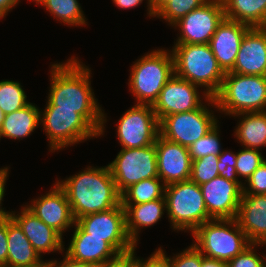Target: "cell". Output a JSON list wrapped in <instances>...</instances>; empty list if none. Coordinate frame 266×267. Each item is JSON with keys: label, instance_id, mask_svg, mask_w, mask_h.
<instances>
[{"label": "cell", "instance_id": "obj_1", "mask_svg": "<svg viewBox=\"0 0 266 267\" xmlns=\"http://www.w3.org/2000/svg\"><path fill=\"white\" fill-rule=\"evenodd\" d=\"M50 88L47 99L57 109L74 110L103 136L107 114L101 108L91 86V68L78 57L50 66Z\"/></svg>", "mask_w": 266, "mask_h": 267}, {"label": "cell", "instance_id": "obj_2", "mask_svg": "<svg viewBox=\"0 0 266 267\" xmlns=\"http://www.w3.org/2000/svg\"><path fill=\"white\" fill-rule=\"evenodd\" d=\"M56 182L67 195L75 221L87 214L108 211L121 203V194L108 165L87 166Z\"/></svg>", "mask_w": 266, "mask_h": 267}, {"label": "cell", "instance_id": "obj_3", "mask_svg": "<svg viewBox=\"0 0 266 267\" xmlns=\"http://www.w3.org/2000/svg\"><path fill=\"white\" fill-rule=\"evenodd\" d=\"M172 48L175 75L214 97L221 88L225 73L209 44L174 43Z\"/></svg>", "mask_w": 266, "mask_h": 267}, {"label": "cell", "instance_id": "obj_4", "mask_svg": "<svg viewBox=\"0 0 266 267\" xmlns=\"http://www.w3.org/2000/svg\"><path fill=\"white\" fill-rule=\"evenodd\" d=\"M130 68L128 88L136 104L153 105L164 85L175 75L171 49L150 50Z\"/></svg>", "mask_w": 266, "mask_h": 267}, {"label": "cell", "instance_id": "obj_5", "mask_svg": "<svg viewBox=\"0 0 266 267\" xmlns=\"http://www.w3.org/2000/svg\"><path fill=\"white\" fill-rule=\"evenodd\" d=\"M214 100L218 112L230 118L239 113L266 111V76L227 72Z\"/></svg>", "mask_w": 266, "mask_h": 267}, {"label": "cell", "instance_id": "obj_6", "mask_svg": "<svg viewBox=\"0 0 266 267\" xmlns=\"http://www.w3.org/2000/svg\"><path fill=\"white\" fill-rule=\"evenodd\" d=\"M191 235L192 244L205 257L224 263L251 245L236 219H212L201 224Z\"/></svg>", "mask_w": 266, "mask_h": 267}, {"label": "cell", "instance_id": "obj_7", "mask_svg": "<svg viewBox=\"0 0 266 267\" xmlns=\"http://www.w3.org/2000/svg\"><path fill=\"white\" fill-rule=\"evenodd\" d=\"M164 196L172 230L192 234L201 224L212 220L200 185L195 182L187 180L166 185Z\"/></svg>", "mask_w": 266, "mask_h": 267}, {"label": "cell", "instance_id": "obj_8", "mask_svg": "<svg viewBox=\"0 0 266 267\" xmlns=\"http://www.w3.org/2000/svg\"><path fill=\"white\" fill-rule=\"evenodd\" d=\"M40 125L47 135L51 153L99 137V133L74 110L57 109L48 99L40 109Z\"/></svg>", "mask_w": 266, "mask_h": 267}, {"label": "cell", "instance_id": "obj_9", "mask_svg": "<svg viewBox=\"0 0 266 267\" xmlns=\"http://www.w3.org/2000/svg\"><path fill=\"white\" fill-rule=\"evenodd\" d=\"M206 104L204 103L193 111L164 117L159 122L160 135L169 141L189 148L194 142L209 133L219 122L215 115V111L218 110L214 97H210ZM211 108H215V110L213 111Z\"/></svg>", "mask_w": 266, "mask_h": 267}, {"label": "cell", "instance_id": "obj_10", "mask_svg": "<svg viewBox=\"0 0 266 267\" xmlns=\"http://www.w3.org/2000/svg\"><path fill=\"white\" fill-rule=\"evenodd\" d=\"M108 167L120 194L132 184L158 177L155 143L142 148H121Z\"/></svg>", "mask_w": 266, "mask_h": 267}, {"label": "cell", "instance_id": "obj_11", "mask_svg": "<svg viewBox=\"0 0 266 267\" xmlns=\"http://www.w3.org/2000/svg\"><path fill=\"white\" fill-rule=\"evenodd\" d=\"M76 223L90 236L101 237L122 257L134 254L137 246L126 230V212L121 203L108 211L87 214Z\"/></svg>", "mask_w": 266, "mask_h": 267}, {"label": "cell", "instance_id": "obj_12", "mask_svg": "<svg viewBox=\"0 0 266 267\" xmlns=\"http://www.w3.org/2000/svg\"><path fill=\"white\" fill-rule=\"evenodd\" d=\"M116 132L122 148H142L154 144L160 134V126L152 105L135 103L118 120Z\"/></svg>", "mask_w": 266, "mask_h": 267}, {"label": "cell", "instance_id": "obj_13", "mask_svg": "<svg viewBox=\"0 0 266 267\" xmlns=\"http://www.w3.org/2000/svg\"><path fill=\"white\" fill-rule=\"evenodd\" d=\"M224 18L225 13L221 0H208L172 26L179 32L174 43L209 44Z\"/></svg>", "mask_w": 266, "mask_h": 267}, {"label": "cell", "instance_id": "obj_14", "mask_svg": "<svg viewBox=\"0 0 266 267\" xmlns=\"http://www.w3.org/2000/svg\"><path fill=\"white\" fill-rule=\"evenodd\" d=\"M198 89L200 90L199 86L174 75L152 105L159 122L168 115L193 111L207 103L211 96L206 92H199Z\"/></svg>", "mask_w": 266, "mask_h": 267}, {"label": "cell", "instance_id": "obj_15", "mask_svg": "<svg viewBox=\"0 0 266 267\" xmlns=\"http://www.w3.org/2000/svg\"><path fill=\"white\" fill-rule=\"evenodd\" d=\"M47 226L54 228L62 236L68 229H72L75 219L65 191L55 182L46 194L32 199L31 203H25Z\"/></svg>", "mask_w": 266, "mask_h": 267}, {"label": "cell", "instance_id": "obj_16", "mask_svg": "<svg viewBox=\"0 0 266 267\" xmlns=\"http://www.w3.org/2000/svg\"><path fill=\"white\" fill-rule=\"evenodd\" d=\"M204 203L211 219H235L243 189L220 175L200 185Z\"/></svg>", "mask_w": 266, "mask_h": 267}, {"label": "cell", "instance_id": "obj_17", "mask_svg": "<svg viewBox=\"0 0 266 267\" xmlns=\"http://www.w3.org/2000/svg\"><path fill=\"white\" fill-rule=\"evenodd\" d=\"M158 177L169 185L190 180L192 158L188 147L158 135L156 141Z\"/></svg>", "mask_w": 266, "mask_h": 267}, {"label": "cell", "instance_id": "obj_18", "mask_svg": "<svg viewBox=\"0 0 266 267\" xmlns=\"http://www.w3.org/2000/svg\"><path fill=\"white\" fill-rule=\"evenodd\" d=\"M65 254L70 258L100 266L119 261L122 256L103 238L90 236L76 222Z\"/></svg>", "mask_w": 266, "mask_h": 267}, {"label": "cell", "instance_id": "obj_19", "mask_svg": "<svg viewBox=\"0 0 266 267\" xmlns=\"http://www.w3.org/2000/svg\"><path fill=\"white\" fill-rule=\"evenodd\" d=\"M11 217L22 228L23 233L41 258L46 253H64V237L54 228L47 226L24 204L20 212L11 211Z\"/></svg>", "mask_w": 266, "mask_h": 267}, {"label": "cell", "instance_id": "obj_20", "mask_svg": "<svg viewBox=\"0 0 266 267\" xmlns=\"http://www.w3.org/2000/svg\"><path fill=\"white\" fill-rule=\"evenodd\" d=\"M230 73L266 76V27H250Z\"/></svg>", "mask_w": 266, "mask_h": 267}, {"label": "cell", "instance_id": "obj_21", "mask_svg": "<svg viewBox=\"0 0 266 267\" xmlns=\"http://www.w3.org/2000/svg\"><path fill=\"white\" fill-rule=\"evenodd\" d=\"M249 25L224 18L209 41V46L224 73L230 72Z\"/></svg>", "mask_w": 266, "mask_h": 267}, {"label": "cell", "instance_id": "obj_22", "mask_svg": "<svg viewBox=\"0 0 266 267\" xmlns=\"http://www.w3.org/2000/svg\"><path fill=\"white\" fill-rule=\"evenodd\" d=\"M235 219L251 244H261L266 238V194H242Z\"/></svg>", "mask_w": 266, "mask_h": 267}, {"label": "cell", "instance_id": "obj_23", "mask_svg": "<svg viewBox=\"0 0 266 267\" xmlns=\"http://www.w3.org/2000/svg\"><path fill=\"white\" fill-rule=\"evenodd\" d=\"M126 212V230L128 236L137 246L140 241V232L157 224L161 220L166 208L165 196L160 199L141 204H121Z\"/></svg>", "mask_w": 266, "mask_h": 267}, {"label": "cell", "instance_id": "obj_24", "mask_svg": "<svg viewBox=\"0 0 266 267\" xmlns=\"http://www.w3.org/2000/svg\"><path fill=\"white\" fill-rule=\"evenodd\" d=\"M7 244L6 267H39L45 262L11 216L7 218Z\"/></svg>", "mask_w": 266, "mask_h": 267}, {"label": "cell", "instance_id": "obj_25", "mask_svg": "<svg viewBox=\"0 0 266 267\" xmlns=\"http://www.w3.org/2000/svg\"><path fill=\"white\" fill-rule=\"evenodd\" d=\"M232 117L240 119L234 129L237 143L262 152V148L266 147V111L239 113Z\"/></svg>", "mask_w": 266, "mask_h": 267}, {"label": "cell", "instance_id": "obj_26", "mask_svg": "<svg viewBox=\"0 0 266 267\" xmlns=\"http://www.w3.org/2000/svg\"><path fill=\"white\" fill-rule=\"evenodd\" d=\"M40 109L35 103H29L24 108L8 113L0 127L1 138L22 140L29 137L40 125Z\"/></svg>", "mask_w": 266, "mask_h": 267}, {"label": "cell", "instance_id": "obj_27", "mask_svg": "<svg viewBox=\"0 0 266 267\" xmlns=\"http://www.w3.org/2000/svg\"><path fill=\"white\" fill-rule=\"evenodd\" d=\"M225 18L249 25L266 27V0H221Z\"/></svg>", "mask_w": 266, "mask_h": 267}, {"label": "cell", "instance_id": "obj_28", "mask_svg": "<svg viewBox=\"0 0 266 267\" xmlns=\"http://www.w3.org/2000/svg\"><path fill=\"white\" fill-rule=\"evenodd\" d=\"M36 5L53 16L55 20L70 27L86 26L87 19L78 0H33Z\"/></svg>", "mask_w": 266, "mask_h": 267}, {"label": "cell", "instance_id": "obj_29", "mask_svg": "<svg viewBox=\"0 0 266 267\" xmlns=\"http://www.w3.org/2000/svg\"><path fill=\"white\" fill-rule=\"evenodd\" d=\"M165 186L159 177L144 179L121 193V204H141L163 198Z\"/></svg>", "mask_w": 266, "mask_h": 267}, {"label": "cell", "instance_id": "obj_30", "mask_svg": "<svg viewBox=\"0 0 266 267\" xmlns=\"http://www.w3.org/2000/svg\"><path fill=\"white\" fill-rule=\"evenodd\" d=\"M22 87L18 81H0V109L5 115L20 110L30 103Z\"/></svg>", "mask_w": 266, "mask_h": 267}, {"label": "cell", "instance_id": "obj_31", "mask_svg": "<svg viewBox=\"0 0 266 267\" xmlns=\"http://www.w3.org/2000/svg\"><path fill=\"white\" fill-rule=\"evenodd\" d=\"M208 0H169L156 14L171 27L189 12L202 6Z\"/></svg>", "mask_w": 266, "mask_h": 267}, {"label": "cell", "instance_id": "obj_32", "mask_svg": "<svg viewBox=\"0 0 266 267\" xmlns=\"http://www.w3.org/2000/svg\"><path fill=\"white\" fill-rule=\"evenodd\" d=\"M236 152V173L241 182L245 183L252 173L266 160L260 150L241 147ZM241 178V179H240ZM244 179V180H242Z\"/></svg>", "mask_w": 266, "mask_h": 267}, {"label": "cell", "instance_id": "obj_33", "mask_svg": "<svg viewBox=\"0 0 266 267\" xmlns=\"http://www.w3.org/2000/svg\"><path fill=\"white\" fill-rule=\"evenodd\" d=\"M220 124L218 123L209 133L194 142L188 149L192 160L206 155H219L223 148L220 140Z\"/></svg>", "mask_w": 266, "mask_h": 267}, {"label": "cell", "instance_id": "obj_34", "mask_svg": "<svg viewBox=\"0 0 266 267\" xmlns=\"http://www.w3.org/2000/svg\"><path fill=\"white\" fill-rule=\"evenodd\" d=\"M218 161V155L214 154L192 160L190 180L201 185L219 176Z\"/></svg>", "mask_w": 266, "mask_h": 267}, {"label": "cell", "instance_id": "obj_35", "mask_svg": "<svg viewBox=\"0 0 266 267\" xmlns=\"http://www.w3.org/2000/svg\"><path fill=\"white\" fill-rule=\"evenodd\" d=\"M160 246L155 249L171 267H202V260L205 257L193 244L188 246L183 251L167 256L166 251Z\"/></svg>", "mask_w": 266, "mask_h": 267}, {"label": "cell", "instance_id": "obj_36", "mask_svg": "<svg viewBox=\"0 0 266 267\" xmlns=\"http://www.w3.org/2000/svg\"><path fill=\"white\" fill-rule=\"evenodd\" d=\"M260 244L249 245L227 263V267H266V255L257 253Z\"/></svg>", "mask_w": 266, "mask_h": 267}, {"label": "cell", "instance_id": "obj_37", "mask_svg": "<svg viewBox=\"0 0 266 267\" xmlns=\"http://www.w3.org/2000/svg\"><path fill=\"white\" fill-rule=\"evenodd\" d=\"M218 160L219 161L217 164V168L219 171V175L227 180L236 182L243 189L244 183L239 180L235 168L236 153L230 151V149H223L222 152L218 155Z\"/></svg>", "mask_w": 266, "mask_h": 267}, {"label": "cell", "instance_id": "obj_38", "mask_svg": "<svg viewBox=\"0 0 266 267\" xmlns=\"http://www.w3.org/2000/svg\"><path fill=\"white\" fill-rule=\"evenodd\" d=\"M242 194H266V160L244 183Z\"/></svg>", "mask_w": 266, "mask_h": 267}, {"label": "cell", "instance_id": "obj_39", "mask_svg": "<svg viewBox=\"0 0 266 267\" xmlns=\"http://www.w3.org/2000/svg\"><path fill=\"white\" fill-rule=\"evenodd\" d=\"M7 248V218H5L0 220V267H6Z\"/></svg>", "mask_w": 266, "mask_h": 267}, {"label": "cell", "instance_id": "obj_40", "mask_svg": "<svg viewBox=\"0 0 266 267\" xmlns=\"http://www.w3.org/2000/svg\"><path fill=\"white\" fill-rule=\"evenodd\" d=\"M10 167L6 166L3 168H0V220H3L5 218H8L11 216V211L4 210L5 208L2 207V201L4 199V196L6 195V181L8 180L7 177H9V170Z\"/></svg>", "mask_w": 266, "mask_h": 267}, {"label": "cell", "instance_id": "obj_41", "mask_svg": "<svg viewBox=\"0 0 266 267\" xmlns=\"http://www.w3.org/2000/svg\"><path fill=\"white\" fill-rule=\"evenodd\" d=\"M63 261H59L56 259H51V260H45L47 261L51 267H98L95 264L92 263H87V262H81V261H76L72 258H70L68 255L64 254Z\"/></svg>", "mask_w": 266, "mask_h": 267}, {"label": "cell", "instance_id": "obj_42", "mask_svg": "<svg viewBox=\"0 0 266 267\" xmlns=\"http://www.w3.org/2000/svg\"><path fill=\"white\" fill-rule=\"evenodd\" d=\"M116 7L119 9H132L134 7H138V5H141L144 0H112ZM147 3V16L155 18V15L152 12L151 5L149 0H146Z\"/></svg>", "mask_w": 266, "mask_h": 267}, {"label": "cell", "instance_id": "obj_43", "mask_svg": "<svg viewBox=\"0 0 266 267\" xmlns=\"http://www.w3.org/2000/svg\"><path fill=\"white\" fill-rule=\"evenodd\" d=\"M136 252L125 256V267H152V254L147 259L136 256Z\"/></svg>", "mask_w": 266, "mask_h": 267}, {"label": "cell", "instance_id": "obj_44", "mask_svg": "<svg viewBox=\"0 0 266 267\" xmlns=\"http://www.w3.org/2000/svg\"><path fill=\"white\" fill-rule=\"evenodd\" d=\"M20 2V0H0V20L5 18Z\"/></svg>", "mask_w": 266, "mask_h": 267}, {"label": "cell", "instance_id": "obj_45", "mask_svg": "<svg viewBox=\"0 0 266 267\" xmlns=\"http://www.w3.org/2000/svg\"><path fill=\"white\" fill-rule=\"evenodd\" d=\"M152 267H171V265L155 250L152 252Z\"/></svg>", "mask_w": 266, "mask_h": 267}, {"label": "cell", "instance_id": "obj_46", "mask_svg": "<svg viewBox=\"0 0 266 267\" xmlns=\"http://www.w3.org/2000/svg\"><path fill=\"white\" fill-rule=\"evenodd\" d=\"M202 267H227V263L204 257L202 260Z\"/></svg>", "mask_w": 266, "mask_h": 267}, {"label": "cell", "instance_id": "obj_47", "mask_svg": "<svg viewBox=\"0 0 266 267\" xmlns=\"http://www.w3.org/2000/svg\"><path fill=\"white\" fill-rule=\"evenodd\" d=\"M169 0H149L153 14L155 15Z\"/></svg>", "mask_w": 266, "mask_h": 267}, {"label": "cell", "instance_id": "obj_48", "mask_svg": "<svg viewBox=\"0 0 266 267\" xmlns=\"http://www.w3.org/2000/svg\"><path fill=\"white\" fill-rule=\"evenodd\" d=\"M100 267H125V256L113 264L100 266Z\"/></svg>", "mask_w": 266, "mask_h": 267}, {"label": "cell", "instance_id": "obj_49", "mask_svg": "<svg viewBox=\"0 0 266 267\" xmlns=\"http://www.w3.org/2000/svg\"><path fill=\"white\" fill-rule=\"evenodd\" d=\"M4 116H5V114H4V113L2 112V110L0 109V127H1L2 124H3Z\"/></svg>", "mask_w": 266, "mask_h": 267}, {"label": "cell", "instance_id": "obj_50", "mask_svg": "<svg viewBox=\"0 0 266 267\" xmlns=\"http://www.w3.org/2000/svg\"><path fill=\"white\" fill-rule=\"evenodd\" d=\"M39 267H51L50 264L46 261Z\"/></svg>", "mask_w": 266, "mask_h": 267}, {"label": "cell", "instance_id": "obj_51", "mask_svg": "<svg viewBox=\"0 0 266 267\" xmlns=\"http://www.w3.org/2000/svg\"><path fill=\"white\" fill-rule=\"evenodd\" d=\"M260 247L262 248H264L265 247V249H266V238L264 239V241L260 244Z\"/></svg>", "mask_w": 266, "mask_h": 267}]
</instances>
